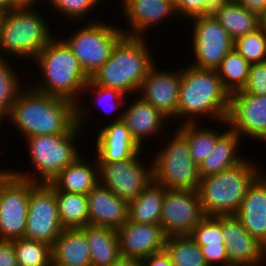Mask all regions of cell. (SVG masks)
I'll return each mask as SVG.
<instances>
[{
	"label": "cell",
	"mask_w": 266,
	"mask_h": 266,
	"mask_svg": "<svg viewBox=\"0 0 266 266\" xmlns=\"http://www.w3.org/2000/svg\"><path fill=\"white\" fill-rule=\"evenodd\" d=\"M55 37L34 59L39 66L40 74L42 73V79L35 82L32 88L41 93L73 101L76 104V123L83 128V120H86L85 115H88L89 110L88 107L81 105L80 97L90 77L82 69L63 38Z\"/></svg>",
	"instance_id": "1"
},
{
	"label": "cell",
	"mask_w": 266,
	"mask_h": 266,
	"mask_svg": "<svg viewBox=\"0 0 266 266\" xmlns=\"http://www.w3.org/2000/svg\"><path fill=\"white\" fill-rule=\"evenodd\" d=\"M27 88L19 92L7 117L24 139L65 134L76 124V104L73 101Z\"/></svg>",
	"instance_id": "2"
},
{
	"label": "cell",
	"mask_w": 266,
	"mask_h": 266,
	"mask_svg": "<svg viewBox=\"0 0 266 266\" xmlns=\"http://www.w3.org/2000/svg\"><path fill=\"white\" fill-rule=\"evenodd\" d=\"M181 68L176 118L181 120L182 117L184 122L181 123H197L201 118L199 116H209L227 125L230 94L223 87L216 70L200 69L189 64Z\"/></svg>",
	"instance_id": "3"
},
{
	"label": "cell",
	"mask_w": 266,
	"mask_h": 266,
	"mask_svg": "<svg viewBox=\"0 0 266 266\" xmlns=\"http://www.w3.org/2000/svg\"><path fill=\"white\" fill-rule=\"evenodd\" d=\"M148 46L143 37L124 35L114 46L108 61L90 80L96 85L117 89L126 96L138 94L147 73L157 64Z\"/></svg>",
	"instance_id": "4"
},
{
	"label": "cell",
	"mask_w": 266,
	"mask_h": 266,
	"mask_svg": "<svg viewBox=\"0 0 266 266\" xmlns=\"http://www.w3.org/2000/svg\"><path fill=\"white\" fill-rule=\"evenodd\" d=\"M261 166L249 160L200 179L198 194L205 216L235 215L249 186L262 173Z\"/></svg>",
	"instance_id": "5"
},
{
	"label": "cell",
	"mask_w": 266,
	"mask_h": 266,
	"mask_svg": "<svg viewBox=\"0 0 266 266\" xmlns=\"http://www.w3.org/2000/svg\"><path fill=\"white\" fill-rule=\"evenodd\" d=\"M37 11L12 9L0 14V57L8 54L34 60L56 35Z\"/></svg>",
	"instance_id": "6"
},
{
	"label": "cell",
	"mask_w": 266,
	"mask_h": 266,
	"mask_svg": "<svg viewBox=\"0 0 266 266\" xmlns=\"http://www.w3.org/2000/svg\"><path fill=\"white\" fill-rule=\"evenodd\" d=\"M81 127L76 123L65 134L37 135L26 138L30 162L35 175L10 170L16 176L36 183L51 182L63 169L80 156L76 139ZM79 132V133H78ZM75 144V145H74ZM37 174V175H36ZM37 176V177H36Z\"/></svg>",
	"instance_id": "7"
},
{
	"label": "cell",
	"mask_w": 266,
	"mask_h": 266,
	"mask_svg": "<svg viewBox=\"0 0 266 266\" xmlns=\"http://www.w3.org/2000/svg\"><path fill=\"white\" fill-rule=\"evenodd\" d=\"M175 130L151 159L153 181L166 189L197 190L201 179L199 166L192 159L187 138Z\"/></svg>",
	"instance_id": "8"
},
{
	"label": "cell",
	"mask_w": 266,
	"mask_h": 266,
	"mask_svg": "<svg viewBox=\"0 0 266 266\" xmlns=\"http://www.w3.org/2000/svg\"><path fill=\"white\" fill-rule=\"evenodd\" d=\"M122 27L101 22L88 21L63 40L78 59L82 69L91 77L110 58L116 43L125 35Z\"/></svg>",
	"instance_id": "9"
},
{
	"label": "cell",
	"mask_w": 266,
	"mask_h": 266,
	"mask_svg": "<svg viewBox=\"0 0 266 266\" xmlns=\"http://www.w3.org/2000/svg\"><path fill=\"white\" fill-rule=\"evenodd\" d=\"M39 183L0 171V240L24 238L30 192Z\"/></svg>",
	"instance_id": "10"
},
{
	"label": "cell",
	"mask_w": 266,
	"mask_h": 266,
	"mask_svg": "<svg viewBox=\"0 0 266 266\" xmlns=\"http://www.w3.org/2000/svg\"><path fill=\"white\" fill-rule=\"evenodd\" d=\"M189 21L194 24L191 49L195 58L190 65L216 70L223 58L233 49L234 40L212 14L196 16Z\"/></svg>",
	"instance_id": "11"
},
{
	"label": "cell",
	"mask_w": 266,
	"mask_h": 266,
	"mask_svg": "<svg viewBox=\"0 0 266 266\" xmlns=\"http://www.w3.org/2000/svg\"><path fill=\"white\" fill-rule=\"evenodd\" d=\"M140 153L125 161L98 163L100 183L128 203L153 181V162L146 167L139 158Z\"/></svg>",
	"instance_id": "12"
},
{
	"label": "cell",
	"mask_w": 266,
	"mask_h": 266,
	"mask_svg": "<svg viewBox=\"0 0 266 266\" xmlns=\"http://www.w3.org/2000/svg\"><path fill=\"white\" fill-rule=\"evenodd\" d=\"M55 192L39 183L31 192L24 238L53 245L62 233Z\"/></svg>",
	"instance_id": "13"
},
{
	"label": "cell",
	"mask_w": 266,
	"mask_h": 266,
	"mask_svg": "<svg viewBox=\"0 0 266 266\" xmlns=\"http://www.w3.org/2000/svg\"><path fill=\"white\" fill-rule=\"evenodd\" d=\"M204 216L197 190L165 188L160 226L166 237L190 235Z\"/></svg>",
	"instance_id": "14"
},
{
	"label": "cell",
	"mask_w": 266,
	"mask_h": 266,
	"mask_svg": "<svg viewBox=\"0 0 266 266\" xmlns=\"http://www.w3.org/2000/svg\"><path fill=\"white\" fill-rule=\"evenodd\" d=\"M227 126L240 137L266 141V95L250 94L244 89L230 94Z\"/></svg>",
	"instance_id": "15"
},
{
	"label": "cell",
	"mask_w": 266,
	"mask_h": 266,
	"mask_svg": "<svg viewBox=\"0 0 266 266\" xmlns=\"http://www.w3.org/2000/svg\"><path fill=\"white\" fill-rule=\"evenodd\" d=\"M182 80V69L162 71L154 65L138 91L142 99L150 103L169 121L176 120L179 89Z\"/></svg>",
	"instance_id": "16"
},
{
	"label": "cell",
	"mask_w": 266,
	"mask_h": 266,
	"mask_svg": "<svg viewBox=\"0 0 266 266\" xmlns=\"http://www.w3.org/2000/svg\"><path fill=\"white\" fill-rule=\"evenodd\" d=\"M221 229L229 266H262L266 248L246 231L235 215H221Z\"/></svg>",
	"instance_id": "17"
},
{
	"label": "cell",
	"mask_w": 266,
	"mask_h": 266,
	"mask_svg": "<svg viewBox=\"0 0 266 266\" xmlns=\"http://www.w3.org/2000/svg\"><path fill=\"white\" fill-rule=\"evenodd\" d=\"M117 235L120 255L141 260L163 250L167 238L160 225L129 220L117 230Z\"/></svg>",
	"instance_id": "18"
},
{
	"label": "cell",
	"mask_w": 266,
	"mask_h": 266,
	"mask_svg": "<svg viewBox=\"0 0 266 266\" xmlns=\"http://www.w3.org/2000/svg\"><path fill=\"white\" fill-rule=\"evenodd\" d=\"M96 134L95 149L98 163L125 161L143 149L134 141L122 120L123 112Z\"/></svg>",
	"instance_id": "19"
},
{
	"label": "cell",
	"mask_w": 266,
	"mask_h": 266,
	"mask_svg": "<svg viewBox=\"0 0 266 266\" xmlns=\"http://www.w3.org/2000/svg\"><path fill=\"white\" fill-rule=\"evenodd\" d=\"M121 5L130 27L123 29L127 36L144 38L149 28L177 15L176 7L167 0H122Z\"/></svg>",
	"instance_id": "20"
},
{
	"label": "cell",
	"mask_w": 266,
	"mask_h": 266,
	"mask_svg": "<svg viewBox=\"0 0 266 266\" xmlns=\"http://www.w3.org/2000/svg\"><path fill=\"white\" fill-rule=\"evenodd\" d=\"M89 224L118 230L128 220V202L100 182L87 194Z\"/></svg>",
	"instance_id": "21"
},
{
	"label": "cell",
	"mask_w": 266,
	"mask_h": 266,
	"mask_svg": "<svg viewBox=\"0 0 266 266\" xmlns=\"http://www.w3.org/2000/svg\"><path fill=\"white\" fill-rule=\"evenodd\" d=\"M261 173L249 186L235 216L246 231L266 248V175Z\"/></svg>",
	"instance_id": "22"
},
{
	"label": "cell",
	"mask_w": 266,
	"mask_h": 266,
	"mask_svg": "<svg viewBox=\"0 0 266 266\" xmlns=\"http://www.w3.org/2000/svg\"><path fill=\"white\" fill-rule=\"evenodd\" d=\"M122 120L141 149L145 138L148 140L150 137H155L161 131L163 136L169 137L163 130L169 120L141 97L136 98L128 108H125Z\"/></svg>",
	"instance_id": "23"
},
{
	"label": "cell",
	"mask_w": 266,
	"mask_h": 266,
	"mask_svg": "<svg viewBox=\"0 0 266 266\" xmlns=\"http://www.w3.org/2000/svg\"><path fill=\"white\" fill-rule=\"evenodd\" d=\"M92 162L93 165L89 164L87 159L80 155L51 182L46 184L52 190L87 195L100 182L99 165L96 157Z\"/></svg>",
	"instance_id": "24"
},
{
	"label": "cell",
	"mask_w": 266,
	"mask_h": 266,
	"mask_svg": "<svg viewBox=\"0 0 266 266\" xmlns=\"http://www.w3.org/2000/svg\"><path fill=\"white\" fill-rule=\"evenodd\" d=\"M242 138L228 126L226 132L216 141L215 147L199 165L200 177H206L238 165L246 157L238 154Z\"/></svg>",
	"instance_id": "25"
},
{
	"label": "cell",
	"mask_w": 266,
	"mask_h": 266,
	"mask_svg": "<svg viewBox=\"0 0 266 266\" xmlns=\"http://www.w3.org/2000/svg\"><path fill=\"white\" fill-rule=\"evenodd\" d=\"M52 260L65 266H92L84 233L79 228L63 229L52 245Z\"/></svg>",
	"instance_id": "26"
},
{
	"label": "cell",
	"mask_w": 266,
	"mask_h": 266,
	"mask_svg": "<svg viewBox=\"0 0 266 266\" xmlns=\"http://www.w3.org/2000/svg\"><path fill=\"white\" fill-rule=\"evenodd\" d=\"M79 229L87 239L92 266H110L121 256L117 230L90 224Z\"/></svg>",
	"instance_id": "27"
},
{
	"label": "cell",
	"mask_w": 266,
	"mask_h": 266,
	"mask_svg": "<svg viewBox=\"0 0 266 266\" xmlns=\"http://www.w3.org/2000/svg\"><path fill=\"white\" fill-rule=\"evenodd\" d=\"M211 14L233 40L255 31L261 25V18L239 2H223Z\"/></svg>",
	"instance_id": "28"
},
{
	"label": "cell",
	"mask_w": 266,
	"mask_h": 266,
	"mask_svg": "<svg viewBox=\"0 0 266 266\" xmlns=\"http://www.w3.org/2000/svg\"><path fill=\"white\" fill-rule=\"evenodd\" d=\"M165 187L152 181L128 204V220L141 224L160 225Z\"/></svg>",
	"instance_id": "29"
},
{
	"label": "cell",
	"mask_w": 266,
	"mask_h": 266,
	"mask_svg": "<svg viewBox=\"0 0 266 266\" xmlns=\"http://www.w3.org/2000/svg\"><path fill=\"white\" fill-rule=\"evenodd\" d=\"M58 204V215L64 229L82 228L89 224L87 195L53 190Z\"/></svg>",
	"instance_id": "30"
},
{
	"label": "cell",
	"mask_w": 266,
	"mask_h": 266,
	"mask_svg": "<svg viewBox=\"0 0 266 266\" xmlns=\"http://www.w3.org/2000/svg\"><path fill=\"white\" fill-rule=\"evenodd\" d=\"M186 138L193 161L199 166L211 153L216 141L226 132L200 127L198 123H180L177 128ZM215 130V131H214Z\"/></svg>",
	"instance_id": "31"
},
{
	"label": "cell",
	"mask_w": 266,
	"mask_h": 266,
	"mask_svg": "<svg viewBox=\"0 0 266 266\" xmlns=\"http://www.w3.org/2000/svg\"><path fill=\"white\" fill-rule=\"evenodd\" d=\"M250 65L234 48L223 58L216 72L229 94L246 87Z\"/></svg>",
	"instance_id": "32"
},
{
	"label": "cell",
	"mask_w": 266,
	"mask_h": 266,
	"mask_svg": "<svg viewBox=\"0 0 266 266\" xmlns=\"http://www.w3.org/2000/svg\"><path fill=\"white\" fill-rule=\"evenodd\" d=\"M164 249L174 266H209L190 235L167 237Z\"/></svg>",
	"instance_id": "33"
},
{
	"label": "cell",
	"mask_w": 266,
	"mask_h": 266,
	"mask_svg": "<svg viewBox=\"0 0 266 266\" xmlns=\"http://www.w3.org/2000/svg\"><path fill=\"white\" fill-rule=\"evenodd\" d=\"M18 266H49L52 246L36 240L20 238L12 241Z\"/></svg>",
	"instance_id": "34"
},
{
	"label": "cell",
	"mask_w": 266,
	"mask_h": 266,
	"mask_svg": "<svg viewBox=\"0 0 266 266\" xmlns=\"http://www.w3.org/2000/svg\"><path fill=\"white\" fill-rule=\"evenodd\" d=\"M7 57H0V123L5 120L9 113L11 106L15 102L19 92L23 89L21 87V79L17 76V72L10 66Z\"/></svg>",
	"instance_id": "35"
},
{
	"label": "cell",
	"mask_w": 266,
	"mask_h": 266,
	"mask_svg": "<svg viewBox=\"0 0 266 266\" xmlns=\"http://www.w3.org/2000/svg\"><path fill=\"white\" fill-rule=\"evenodd\" d=\"M233 48L250 64L266 62V34L260 26L255 31L237 37Z\"/></svg>",
	"instance_id": "36"
},
{
	"label": "cell",
	"mask_w": 266,
	"mask_h": 266,
	"mask_svg": "<svg viewBox=\"0 0 266 266\" xmlns=\"http://www.w3.org/2000/svg\"><path fill=\"white\" fill-rule=\"evenodd\" d=\"M190 236L198 245L225 244L221 229V215L204 216L193 228Z\"/></svg>",
	"instance_id": "37"
},
{
	"label": "cell",
	"mask_w": 266,
	"mask_h": 266,
	"mask_svg": "<svg viewBox=\"0 0 266 266\" xmlns=\"http://www.w3.org/2000/svg\"><path fill=\"white\" fill-rule=\"evenodd\" d=\"M46 2L55 8L54 11L57 10L68 17L67 19L70 17L71 20L78 21L88 17L102 0H46Z\"/></svg>",
	"instance_id": "38"
},
{
	"label": "cell",
	"mask_w": 266,
	"mask_h": 266,
	"mask_svg": "<svg viewBox=\"0 0 266 266\" xmlns=\"http://www.w3.org/2000/svg\"><path fill=\"white\" fill-rule=\"evenodd\" d=\"M90 91L92 94L94 92V99L97 96L96 102L98 103L96 106L102 107L105 112L109 110L114 113L117 108H120L121 105L124 106L123 104L126 103L124 102L126 95L122 94L119 90L96 85L91 80L85 85L83 93Z\"/></svg>",
	"instance_id": "39"
},
{
	"label": "cell",
	"mask_w": 266,
	"mask_h": 266,
	"mask_svg": "<svg viewBox=\"0 0 266 266\" xmlns=\"http://www.w3.org/2000/svg\"><path fill=\"white\" fill-rule=\"evenodd\" d=\"M224 0H181L176 6L178 17L182 20L196 16L210 15Z\"/></svg>",
	"instance_id": "40"
},
{
	"label": "cell",
	"mask_w": 266,
	"mask_h": 266,
	"mask_svg": "<svg viewBox=\"0 0 266 266\" xmlns=\"http://www.w3.org/2000/svg\"><path fill=\"white\" fill-rule=\"evenodd\" d=\"M244 90L250 94L266 95V62L250 65L249 80Z\"/></svg>",
	"instance_id": "41"
},
{
	"label": "cell",
	"mask_w": 266,
	"mask_h": 266,
	"mask_svg": "<svg viewBox=\"0 0 266 266\" xmlns=\"http://www.w3.org/2000/svg\"><path fill=\"white\" fill-rule=\"evenodd\" d=\"M201 253L204 255L209 266L221 265L229 266V258L227 255L226 245H199Z\"/></svg>",
	"instance_id": "42"
},
{
	"label": "cell",
	"mask_w": 266,
	"mask_h": 266,
	"mask_svg": "<svg viewBox=\"0 0 266 266\" xmlns=\"http://www.w3.org/2000/svg\"><path fill=\"white\" fill-rule=\"evenodd\" d=\"M0 266H18L12 241L0 240Z\"/></svg>",
	"instance_id": "43"
},
{
	"label": "cell",
	"mask_w": 266,
	"mask_h": 266,
	"mask_svg": "<svg viewBox=\"0 0 266 266\" xmlns=\"http://www.w3.org/2000/svg\"><path fill=\"white\" fill-rule=\"evenodd\" d=\"M142 261L144 266H174L165 249L147 256Z\"/></svg>",
	"instance_id": "44"
},
{
	"label": "cell",
	"mask_w": 266,
	"mask_h": 266,
	"mask_svg": "<svg viewBox=\"0 0 266 266\" xmlns=\"http://www.w3.org/2000/svg\"><path fill=\"white\" fill-rule=\"evenodd\" d=\"M239 3L260 18L266 13V0H240Z\"/></svg>",
	"instance_id": "45"
},
{
	"label": "cell",
	"mask_w": 266,
	"mask_h": 266,
	"mask_svg": "<svg viewBox=\"0 0 266 266\" xmlns=\"http://www.w3.org/2000/svg\"><path fill=\"white\" fill-rule=\"evenodd\" d=\"M10 10L12 9H33L38 0H9ZM45 1V0H43ZM34 4V5H33Z\"/></svg>",
	"instance_id": "46"
},
{
	"label": "cell",
	"mask_w": 266,
	"mask_h": 266,
	"mask_svg": "<svg viewBox=\"0 0 266 266\" xmlns=\"http://www.w3.org/2000/svg\"><path fill=\"white\" fill-rule=\"evenodd\" d=\"M110 266H144V264L141 259H133L120 256Z\"/></svg>",
	"instance_id": "47"
},
{
	"label": "cell",
	"mask_w": 266,
	"mask_h": 266,
	"mask_svg": "<svg viewBox=\"0 0 266 266\" xmlns=\"http://www.w3.org/2000/svg\"><path fill=\"white\" fill-rule=\"evenodd\" d=\"M10 10L9 0H0V14Z\"/></svg>",
	"instance_id": "48"
},
{
	"label": "cell",
	"mask_w": 266,
	"mask_h": 266,
	"mask_svg": "<svg viewBox=\"0 0 266 266\" xmlns=\"http://www.w3.org/2000/svg\"><path fill=\"white\" fill-rule=\"evenodd\" d=\"M261 27L264 29L265 34H266V13L261 17Z\"/></svg>",
	"instance_id": "49"
},
{
	"label": "cell",
	"mask_w": 266,
	"mask_h": 266,
	"mask_svg": "<svg viewBox=\"0 0 266 266\" xmlns=\"http://www.w3.org/2000/svg\"><path fill=\"white\" fill-rule=\"evenodd\" d=\"M49 266H65V265H62V264H60L58 262H55L54 260H51Z\"/></svg>",
	"instance_id": "50"
},
{
	"label": "cell",
	"mask_w": 266,
	"mask_h": 266,
	"mask_svg": "<svg viewBox=\"0 0 266 266\" xmlns=\"http://www.w3.org/2000/svg\"><path fill=\"white\" fill-rule=\"evenodd\" d=\"M167 1L171 2L176 7L181 0H167Z\"/></svg>",
	"instance_id": "51"
},
{
	"label": "cell",
	"mask_w": 266,
	"mask_h": 266,
	"mask_svg": "<svg viewBox=\"0 0 266 266\" xmlns=\"http://www.w3.org/2000/svg\"><path fill=\"white\" fill-rule=\"evenodd\" d=\"M240 0H224V2H239Z\"/></svg>",
	"instance_id": "52"
}]
</instances>
